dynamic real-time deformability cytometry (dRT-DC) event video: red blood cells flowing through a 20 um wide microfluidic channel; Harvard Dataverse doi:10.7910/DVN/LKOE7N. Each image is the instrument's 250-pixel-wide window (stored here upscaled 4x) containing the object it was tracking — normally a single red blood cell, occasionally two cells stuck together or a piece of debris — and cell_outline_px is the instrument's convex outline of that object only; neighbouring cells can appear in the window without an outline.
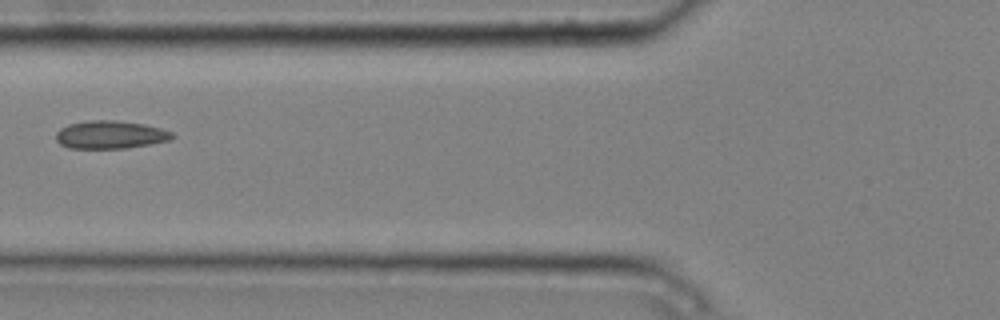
{"species": "common noctule bat (a hibernating species)", "species_latin": "Nyctalus noctula", "temperature_condition": "cold", "stored_images_in_passage": 6, "camera_frame_rate_fps": 3000, "um_per_image_px": 0.085, "animal": {"sex": "male", "body_mass_g": 20.4}, "frame": {"image": 1, "passage_image": 5, "time_ms": 1.333, "image_size_px": [1000, 320], "cell_outline_px": [[176, 136], [168, 140], [148, 144], [124, 148], [68, 148], [60, 144], [56, 140], [56, 132], [60, 128], [68, 124], [88, 120], [116, 120], [144, 124], [160, 128], [172, 132]], "centroid_in_image_um": [9.34, 11.44], "position_along_channel_um": 116.5, "area_um2": 18.9}}
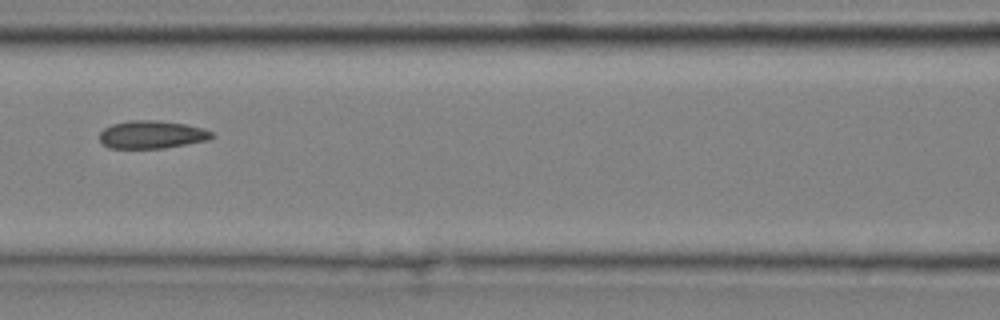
{"frame": {"image": 2, "passage_image": 6, "time_ms": 1.667, "image_size_px": [1000, 320], "cell_outline_px": [[216, 136], [208, 140], [164, 148], [108, 148], [100, 140], [100, 132], [104, 128], [112, 124], [128, 120], [156, 120], [184, 124], [204, 128], [212, 132]], "centroid_in_image_um": [12.91, 11.43], "position_along_channel_um": 153.7, "area_um2": 18.26}}